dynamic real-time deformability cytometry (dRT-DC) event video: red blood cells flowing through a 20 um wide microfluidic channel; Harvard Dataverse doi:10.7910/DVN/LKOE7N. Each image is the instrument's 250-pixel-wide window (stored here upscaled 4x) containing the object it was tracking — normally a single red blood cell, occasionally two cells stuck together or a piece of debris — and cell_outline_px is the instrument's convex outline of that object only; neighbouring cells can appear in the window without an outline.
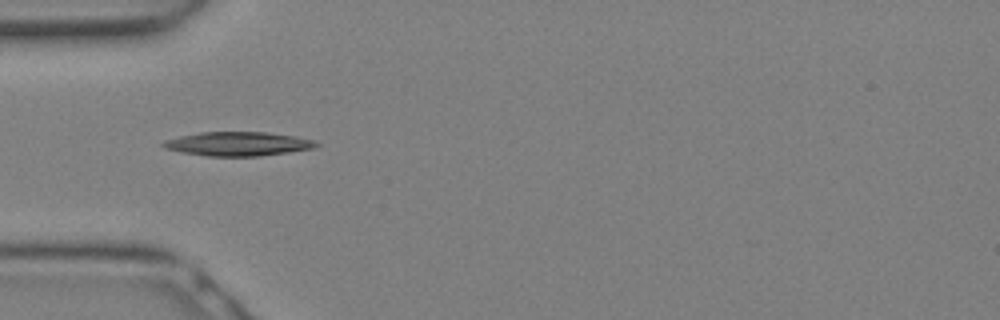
{"species": "Egyptian fruit bat (a non-hibernating species)", "species_latin": "Rousettus aegyptiacus", "temperature_condition": "warm", "stored_images_in_passage": 19, "camera_frame_rate_fps": 3000, "um_per_image_px": 0.085, "animal": {"sex": "female"}, "frame": {"image": 1, "passage_image": 9, "time_ms": 2.667, "image_size_px": [1000, 320], "cell_outline_px": [[320, 144], [316, 148], [260, 156], [208, 156], [184, 152], [164, 148], [160, 144], [164, 140], [180, 136], [200, 132], [268, 132], [296, 136], [316, 140]], "centroid_in_image_um": [20.27, 12.22], "position_along_channel_um": 64.7, "area_um2": 21.5}}
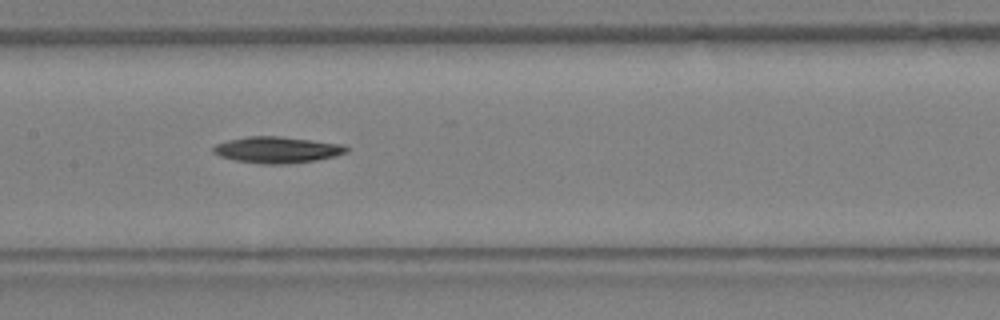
{"frame": {"image": 2, "passage_image": 14, "time_ms": 4.333, "image_size_px": [1000, 320], "cell_outline_px": [[348, 152], [336, 156], [316, 160], [284, 164], [264, 164], [236, 160], [220, 156], [212, 152], [212, 148], [216, 144], [228, 140], [248, 136], [280, 136], [344, 144], [348, 148]], "centroid_in_image_um": [23.57, 12.73], "position_along_channel_um": 183.8, "area_um2": 20.4}}
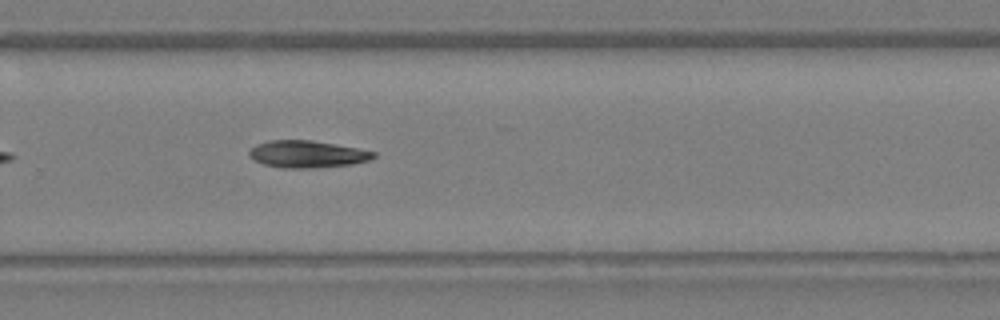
{"frame": {"image": 3, "passage_image": 19, "time_ms": 6.0, "image_size_px": [1000, 320], "cell_outline_px": [[376, 156], [368, 160], [352, 164], [312, 168], [284, 168], [264, 164], [252, 160], [248, 152], [256, 144], [268, 140], [312, 140], [336, 144], [376, 152]], "centroid_in_image_um": [26.09, 13.1], "position_along_channel_um": 303.7, "area_um2": 19.59}}